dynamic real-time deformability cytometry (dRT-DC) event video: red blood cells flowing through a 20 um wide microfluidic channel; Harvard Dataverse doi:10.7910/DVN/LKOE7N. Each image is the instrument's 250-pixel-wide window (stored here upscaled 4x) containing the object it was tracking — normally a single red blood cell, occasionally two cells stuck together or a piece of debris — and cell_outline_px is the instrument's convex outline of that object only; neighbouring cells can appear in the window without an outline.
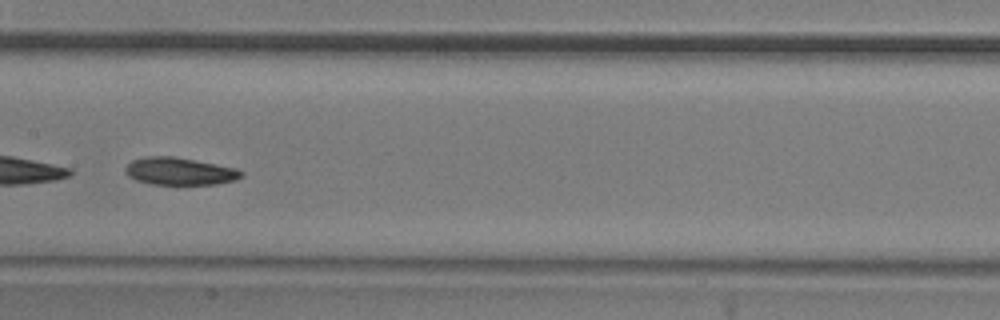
{"species": "common noctule bat (a hibernating species)", "species_latin": "Nyctalus noctula", "temperature_condition": "room temperature", "stored_images_in_passage": 10, "camera_frame_rate_fps": 3000, "um_per_image_px": 0.085, "animal": {"sex": "male", "body_mass_g": 20.5, "forearm_length_mm": 52.5}, "frame": {"image": 1, "passage_image": 9, "time_ms": 10.0, "image_size_px": [1000, 320], "cell_outline_px": [[244, 176], [236, 180], [216, 184], [152, 184], [136, 180], [128, 176], [124, 172], [124, 168], [132, 160], [144, 156], [172, 156], [196, 160], [236, 168], [244, 172]], "centroid_in_image_um": [15.27, 14.55], "position_along_channel_um": 192.1, "area_um2": 18.67}}
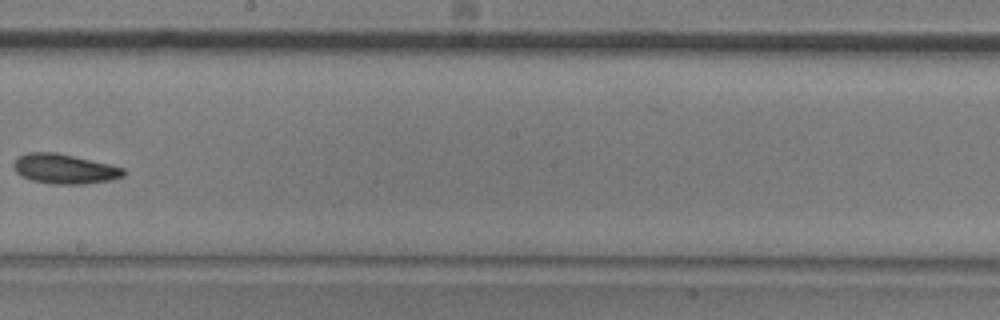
{"frame": {"image": 2, "passage_image": 10, "time_ms": 11.333, "image_size_px": [1000, 320], "cell_outline_px": [[128, 172], [124, 176], [112, 180], [88, 184], [52, 184], [32, 180], [16, 172], [12, 164], [16, 156], [28, 152], [56, 152], [108, 164], [124, 168]], "centroid_in_image_um": [5.49, 14.35], "position_along_channel_um": 242.7, "area_um2": 19.19}}